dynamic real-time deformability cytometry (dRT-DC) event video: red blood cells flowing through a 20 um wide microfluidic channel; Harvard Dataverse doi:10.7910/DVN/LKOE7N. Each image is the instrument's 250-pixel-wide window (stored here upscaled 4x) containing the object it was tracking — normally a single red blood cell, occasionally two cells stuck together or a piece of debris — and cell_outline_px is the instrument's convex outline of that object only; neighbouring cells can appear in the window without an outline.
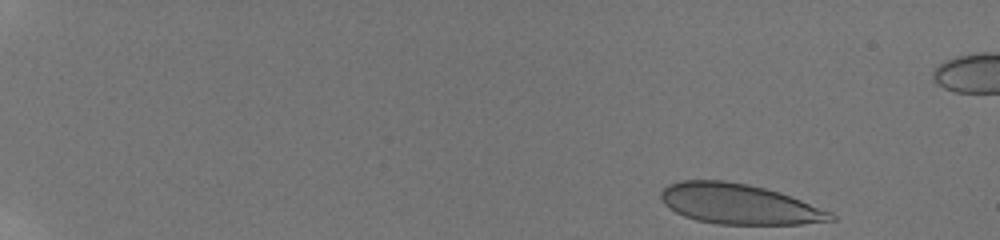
{"species": "human", "species_latin": "Homo sapiens", "temperature_condition": "room temperature", "stored_images_in_passage": 22, "camera_frame_rate_fps": 3000, "um_per_image_px": 0.085, "donor": {"sex": "male"}, "frame": {"image": 1, "passage_image": 1, "time_ms": 0.0, "image_size_px": [1000, 240], "cell_outline_px": [[836, 220], [800, 224], [716, 224], [696, 220], [684, 216], [668, 208], [660, 200], [660, 192], [668, 184], [680, 180], [724, 180], [748, 184], [780, 192], [832, 212], [836, 216]], "centroid_in_image_um": [62.79, 17.34], "position_along_channel_um": 22.2, "area_um2": 40.0}}
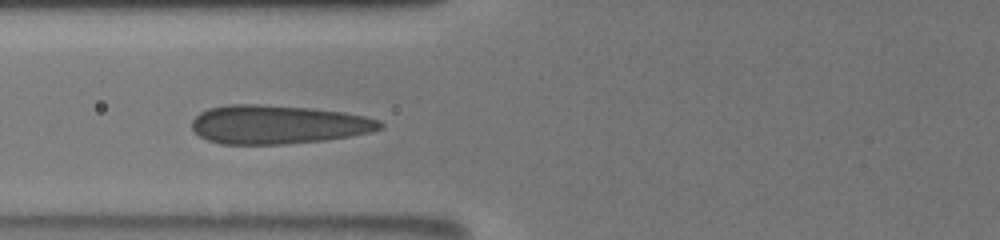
{"frame": {"image": 2, "passage_image": 14, "time_ms": 6.333, "image_size_px": [1000, 240], "cell_outline_px": [[384, 128], [372, 132], [324, 140], [284, 144], [220, 144], [208, 140], [200, 136], [192, 128], [192, 120], [200, 112], [208, 108], [228, 104], [260, 104], [312, 108], [344, 112], [364, 116], [380, 120], [384, 124]], "centroid_in_image_um": [23.64, 10.58], "position_along_channel_um": 102.2, "area_um2": 42.66}}
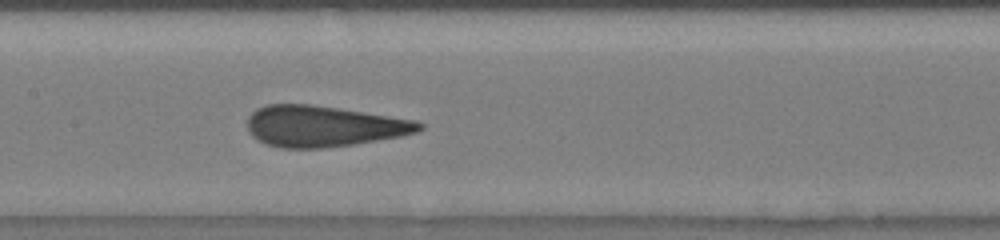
{"frame": {"image": 3, "passage_image": 19, "time_ms": 8.333, "image_size_px": [1000, 240], "cell_outline_px": [[424, 128], [416, 132], [400, 136], [352, 144], [320, 148], [280, 148], [264, 144], [256, 140], [248, 132], [248, 116], [256, 108], [268, 104], [312, 104], [416, 120], [424, 124]], "centroid_in_image_um": [27.45, 10.72], "position_along_channel_um": 179.9, "area_um2": 41.1}}